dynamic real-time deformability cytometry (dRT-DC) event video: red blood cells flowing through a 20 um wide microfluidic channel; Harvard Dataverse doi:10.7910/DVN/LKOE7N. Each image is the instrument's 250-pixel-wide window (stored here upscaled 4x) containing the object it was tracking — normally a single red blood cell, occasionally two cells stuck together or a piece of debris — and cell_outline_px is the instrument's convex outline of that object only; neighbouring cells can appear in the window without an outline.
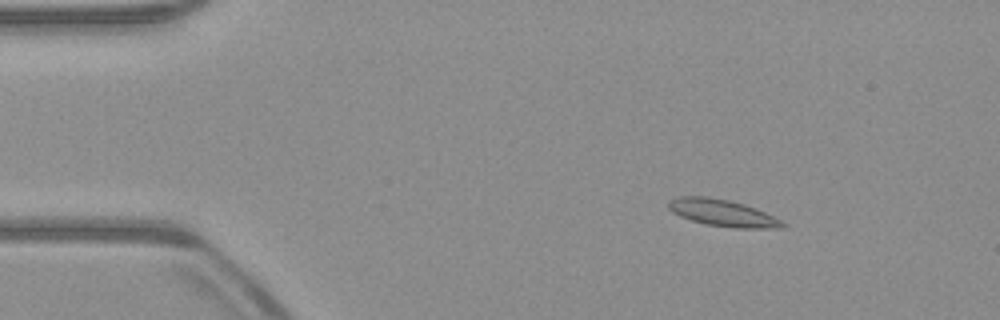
{"species": "common noctule bat (a hibernating species)", "species_latin": "Nyctalus noctula", "temperature_condition": "warm", "stored_images_in_passage": 52, "camera_frame_rate_fps": 3000, "um_per_image_px": 0.085, "animal": {"sex": "male", "body_mass_g": 23.1, "forearm_length_mm": 52.7}, "frame": {"image": 1, "passage_image": 7, "time_ms": 2.0, "image_size_px": [1000, 320], "cell_outline_px": [[788, 224], [784, 228], [736, 228], [708, 224], [692, 220], [680, 216], [672, 212], [668, 208], [668, 200], [676, 196], [704, 196], [728, 200], [744, 204], [756, 208]], "centroid_in_image_um": [61.4, 18.09], "position_along_channel_um": 23.6, "area_um2": 17.74}}
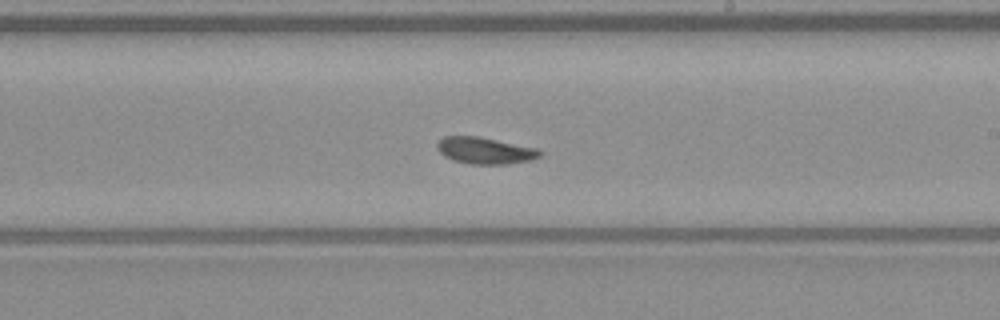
{"frame": {"image": 2, "passage_image": 30, "time_ms": 9.667, "image_size_px": [1000, 320], "cell_outline_px": [[544, 152], [540, 156], [532, 160], [508, 164], [468, 164], [452, 160], [444, 156], [436, 148], [436, 144], [444, 136], [476, 136], [536, 148]], "centroid_in_image_um": [41.21, 12.81], "position_along_channel_um": 247.8, "area_um2": 15.95}}
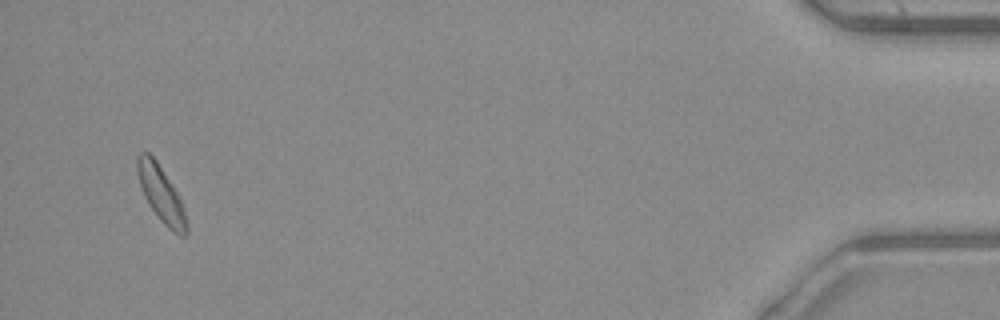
{"frame": {"image": 3, "passage_image": 50, "time_ms": 16.333, "image_size_px": [1000, 320], "cell_outline_px": [[188, 232], [184, 236], [180, 236], [172, 232], [160, 220], [144, 196], [136, 172], [136, 156], [140, 152], [148, 152], [156, 160], [172, 184], [184, 208], [188, 224]], "centroid_in_image_um": [13.69, 16.5], "position_along_channel_um": 421.5, "area_um2": 16.01}, "authors_computed_cell_mechanics": {"area_um2": 16.0106, "velocity_mm_per_s": 3.9075, "shape_relaxation_time_tau1_ms": null, "shape_relaxation_time_tau2_ms": 5.6375, "deformation_change_tau1": null, "deformation_change_tau2": 0.0635}}